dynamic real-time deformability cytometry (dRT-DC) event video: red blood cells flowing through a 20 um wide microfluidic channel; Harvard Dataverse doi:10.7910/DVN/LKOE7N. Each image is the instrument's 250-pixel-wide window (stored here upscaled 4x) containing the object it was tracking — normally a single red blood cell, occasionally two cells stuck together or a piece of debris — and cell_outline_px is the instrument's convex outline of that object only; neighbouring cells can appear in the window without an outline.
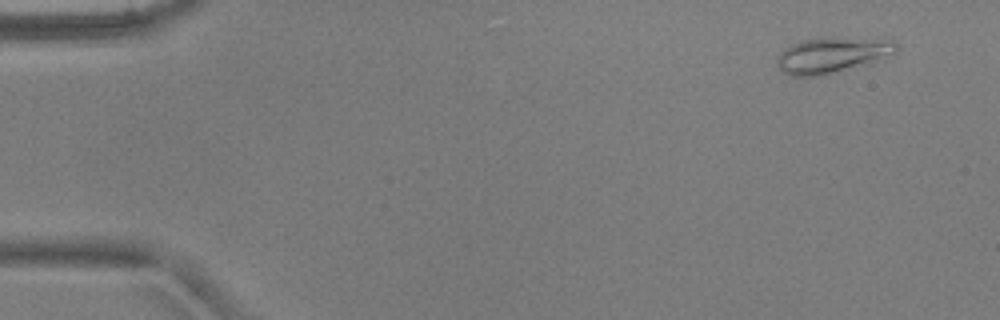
{"species": "common noctule bat (a hibernating species)", "species_latin": "Nyctalus noctula", "temperature_condition": "warm", "stored_images_in_passage": 5, "camera_frame_rate_fps": 3000, "um_per_image_px": 0.085, "animal": {"sex": "male", "body_mass_g": 17.9, "forearm_length_mm": 54.2}, "frame": {"image": 1, "passage_image": 1, "time_ms": 0.0, "image_size_px": [1000, 320], "cell_outline_px": [[896, 52], [868, 64], [816, 76], [792, 76], [784, 72], [776, 64], [776, 56], [780, 52], [792, 44], [804, 40], [892, 40], [896, 44]], "centroid_in_image_um": [70.65, 4.74], "position_along_channel_um": 14.3, "area_um2": 23.41}}